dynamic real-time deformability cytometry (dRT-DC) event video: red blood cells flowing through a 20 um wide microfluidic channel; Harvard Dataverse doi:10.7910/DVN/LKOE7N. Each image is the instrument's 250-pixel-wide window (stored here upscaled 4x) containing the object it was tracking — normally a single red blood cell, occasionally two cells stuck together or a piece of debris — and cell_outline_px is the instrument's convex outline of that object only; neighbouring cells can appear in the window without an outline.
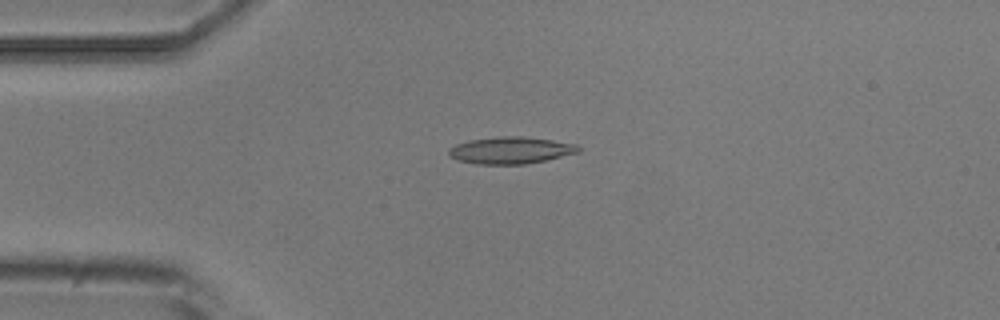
{"species": "common noctule bat (a hibernating species)", "species_latin": "Nyctalus noctula", "temperature_condition": "room temperature", "stored_images_in_passage": 4, "camera_frame_rate_fps": 3000, "um_per_image_px": 0.085, "animal": {"sex": "male", "body_mass_g": 20.5, "forearm_length_mm": 52.5}, "frame": {"image": 1, "passage_image": 3, "time_ms": 2.333, "image_size_px": [1000, 320], "cell_outline_px": [[580, 152], [544, 160], [524, 164], [476, 164], [456, 160], [448, 156], [448, 152], [456, 144], [468, 140], [496, 136], [520, 136], [552, 140], [576, 144], [580, 148]], "centroid_in_image_um": [43.37, 12.77], "position_along_channel_um": 41.6, "area_um2": 20.29}}